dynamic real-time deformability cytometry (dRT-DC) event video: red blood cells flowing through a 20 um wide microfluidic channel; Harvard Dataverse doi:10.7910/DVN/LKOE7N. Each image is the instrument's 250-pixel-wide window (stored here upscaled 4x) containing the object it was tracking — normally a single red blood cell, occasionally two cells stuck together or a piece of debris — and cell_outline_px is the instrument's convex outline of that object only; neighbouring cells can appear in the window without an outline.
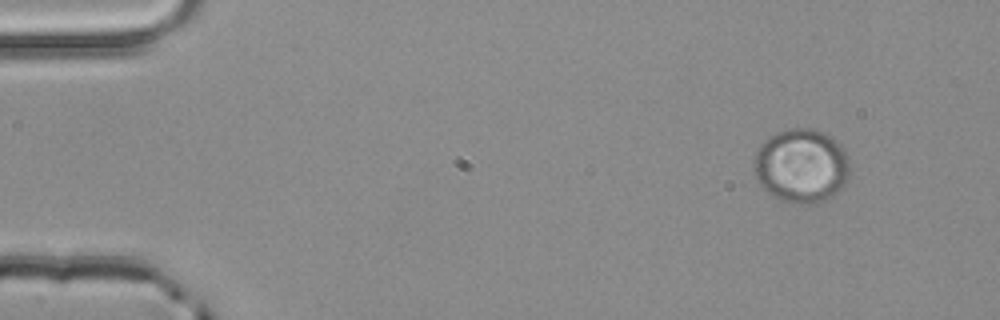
{"species": "common noctule bat (a hibernating species)", "species_latin": "Nyctalus noctula", "temperature_condition": "room temperature", "stored_images_in_passage": 3, "camera_frame_rate_fps": 3000, "um_per_image_px": 0.085, "animal": {"sex": "male", "body_mass_g": 20.4}, "frame": {"image": 1, "passage_image": 1, "time_ms": 0.0, "image_size_px": [1000, 320], "cell_outline_px": [[848, 176], [844, 184], [832, 196], [824, 200], [812, 204], [784, 200], [768, 192], [760, 184], [756, 176], [756, 152], [772, 136], [788, 128], [812, 128], [824, 132], [836, 140], [844, 148], [848, 160]], "centroid_in_image_um": [68.17, 14.07], "position_along_channel_um": 16.8, "area_um2": 40.29}}
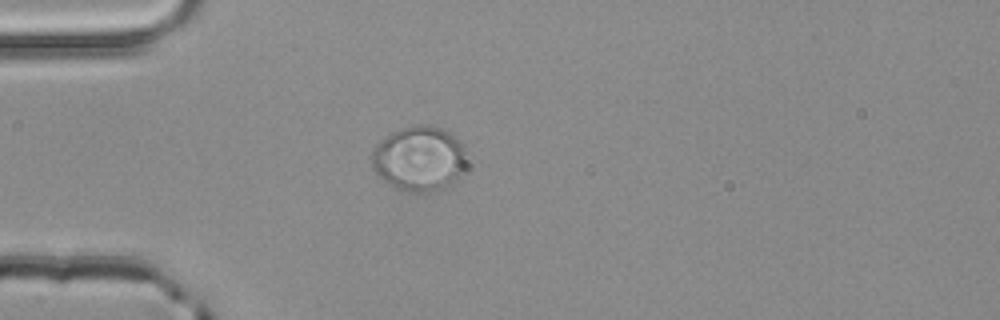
{"frame": {"image": 2, "passage_image": 3, "time_ms": 0.667, "image_size_px": [1000, 320], "cell_outline_px": [[468, 160], [464, 172], [456, 180], [440, 192], [412, 192], [396, 188], [384, 180], [376, 172], [372, 164], [372, 152], [376, 144], [392, 132], [400, 128], [412, 124], [432, 124], [448, 132], [460, 144], [468, 156]], "centroid_in_image_um": [35.67, 13.49], "position_along_channel_um": 49.3, "area_um2": 36.24}}